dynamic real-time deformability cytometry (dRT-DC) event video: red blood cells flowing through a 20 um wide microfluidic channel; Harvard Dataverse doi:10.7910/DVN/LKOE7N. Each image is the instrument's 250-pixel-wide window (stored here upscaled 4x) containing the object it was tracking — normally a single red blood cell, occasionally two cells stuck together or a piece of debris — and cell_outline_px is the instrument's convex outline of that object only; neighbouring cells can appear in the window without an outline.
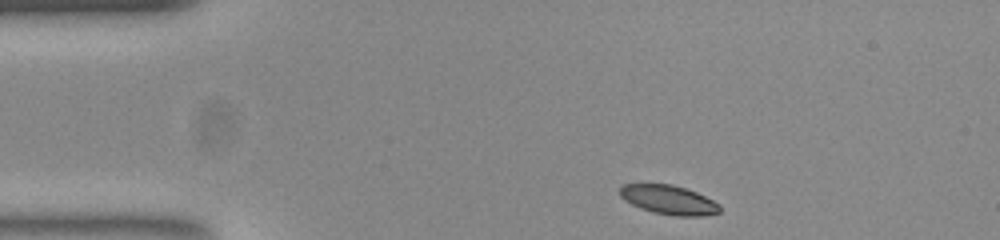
{"species": "common noctule bat (a hibernating species)", "species_latin": "Nyctalus noctula", "temperature_condition": "room temperature", "stored_images_in_passage": 46, "camera_frame_rate_fps": 3000, "um_per_image_px": 0.085, "animal": {"sex": "female", "body_mass_g": 23.0, "forearm_length_mm": 53.4}, "frame": {"image": 1, "passage_image": 1, "time_ms": 0.0, "image_size_px": [1000, 240], "cell_outline_px": [[720, 212], [704, 216], [676, 216], [652, 212], [640, 208], [624, 200], [620, 196], [620, 188], [624, 184], [672, 184], [696, 192], [720, 204]], "centroid_in_image_um": [56.84, 16.99], "position_along_channel_um": 28.2, "area_um2": 16.94}}
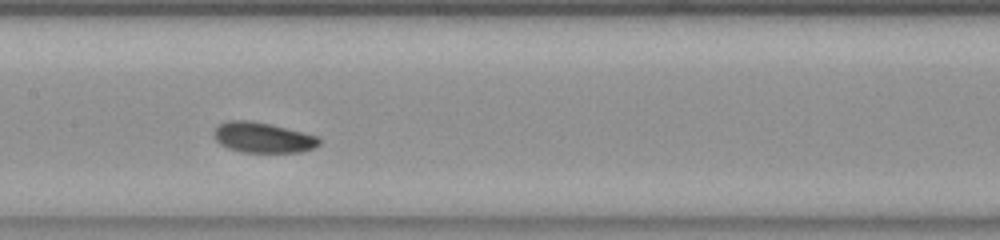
{"frame": {"image": 2, "passage_image": 18, "time_ms": 5.667, "image_size_px": [1000, 240], "cell_outline_px": [[320, 144], [316, 148], [300, 152], [240, 152], [228, 148], [220, 144], [216, 140], [212, 132], [220, 124], [228, 120], [248, 120], [268, 124], [316, 136], [320, 140]], "centroid_in_image_um": [22.31, 11.71], "position_along_channel_um": 185.1, "area_um2": 18.44}}
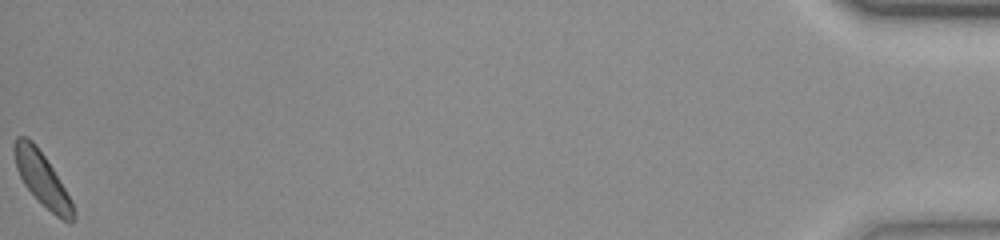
{"frame": {"image": 3, "passage_image": 46, "time_ms": 15.0, "image_size_px": [1000, 240], "cell_outline_px": [[76, 216], [72, 224], [56, 216], [24, 184], [16, 168], [16, 136], [28, 136], [36, 144], [52, 168], [72, 200], [76, 212]], "centroid_in_image_um": [3.64, 15.25], "position_along_channel_um": 431.6, "area_um2": 17.74}, "authors_computed_cell_mechanics": {"area_um2": 18.5249, "velocity_mm_per_s": 3.7628, "shape_relaxation_time_tau1_ms": 1.9803, "shape_relaxation_time_tau2_ms": 6.7103, "deformation_change_tau1": 0.0875, "deformation_change_tau2": 0.1291}}